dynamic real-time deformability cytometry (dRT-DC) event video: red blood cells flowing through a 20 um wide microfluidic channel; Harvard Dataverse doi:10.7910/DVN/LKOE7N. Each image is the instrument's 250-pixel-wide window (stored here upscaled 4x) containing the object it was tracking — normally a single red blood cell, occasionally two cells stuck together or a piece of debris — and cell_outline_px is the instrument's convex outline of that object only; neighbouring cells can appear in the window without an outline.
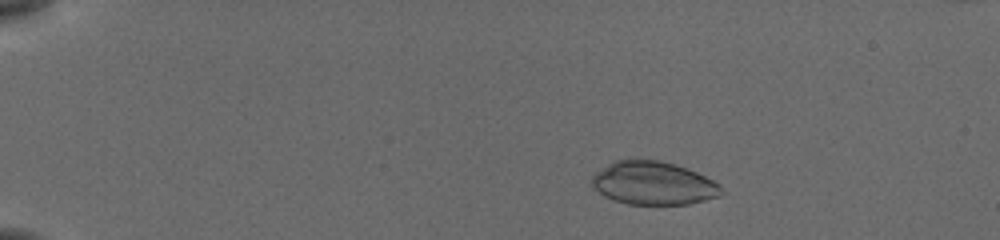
{"species": "common noctule bat (a hibernating species)", "species_latin": "Nyctalus noctula", "temperature_condition": "cold", "stored_images_in_passage": 45, "camera_frame_rate_fps": 3000, "um_per_image_px": 0.085, "animal": {"sex": "female", "body_mass_g": 19.5, "forearm_length_mm": 54.1}, "frame": {"image": 1, "passage_image": 1, "time_ms": 0.0, "image_size_px": [1000, 240], "cell_outline_px": [[724, 192], [720, 196], [688, 204], [628, 204], [612, 200], [604, 196], [592, 184], [592, 176], [596, 172], [608, 164], [616, 160], [660, 160], [676, 164], [696, 172], [720, 184]], "centroid_in_image_um": [55.55, 15.57], "position_along_channel_um": 29.4, "area_um2": 32.43}}
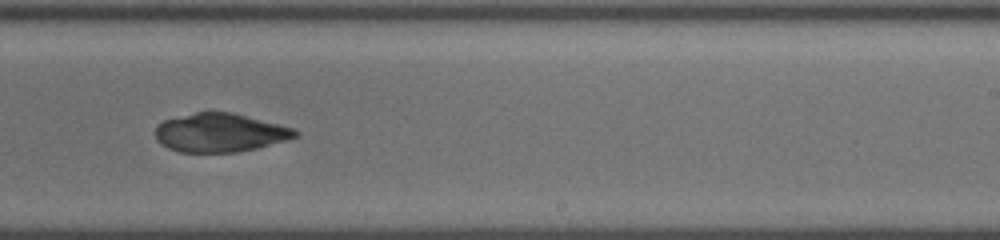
{"frame": {"image": 2, "passage_image": 27, "time_ms": 8.667, "image_size_px": [1000, 240], "cell_outline_px": [[300, 136], [288, 140], [256, 148], [236, 152], [180, 152], [168, 148], [160, 144], [156, 140], [156, 124], [164, 120], [196, 112], [232, 112], [296, 128], [300, 132]], "centroid_in_image_um": [18.73, 11.28], "position_along_channel_um": 270.3, "area_um2": 31.73}}
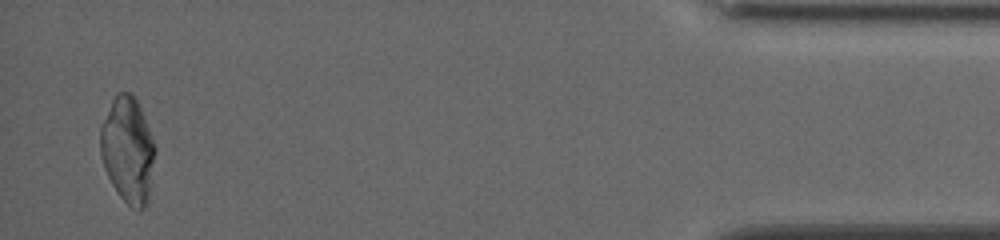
{"frame": {"image": 3, "passage_image": 44, "time_ms": 14.333, "image_size_px": [1000, 240], "cell_outline_px": [[156, 152], [148, 204], [144, 208], [136, 212], [120, 196], [112, 184], [104, 168], [100, 156], [100, 124], [116, 92], [128, 92], [136, 100], [144, 116], [156, 144]], "centroid_in_image_um": [10.88, 12.77], "position_along_channel_um": 424.3, "area_um2": 34.28}}